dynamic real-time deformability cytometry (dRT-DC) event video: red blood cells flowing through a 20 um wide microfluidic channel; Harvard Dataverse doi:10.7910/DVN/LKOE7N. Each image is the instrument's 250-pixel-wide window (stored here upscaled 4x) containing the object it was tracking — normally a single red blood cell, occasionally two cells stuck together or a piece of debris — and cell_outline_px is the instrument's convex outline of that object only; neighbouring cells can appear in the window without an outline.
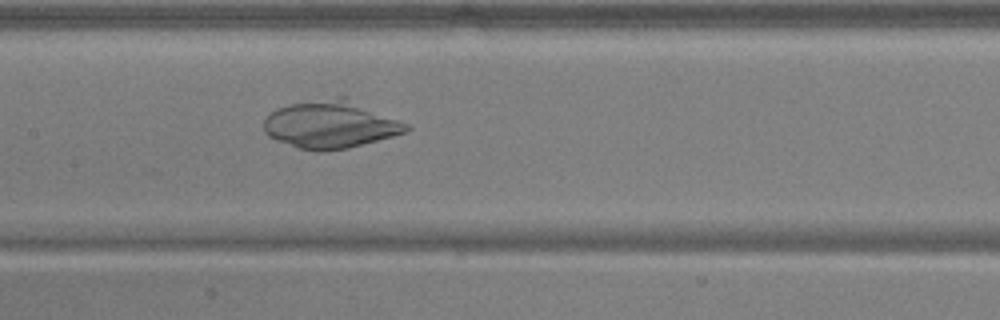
{"species": "common noctule bat (a hibernating species)", "species_latin": "Nyctalus noctula", "temperature_condition": "warm", "stored_images_in_passage": 6, "camera_frame_rate_fps": 3000, "um_per_image_px": 0.085, "animal": {"sex": "male", "body_mass_g": 17.9, "forearm_length_mm": 54.2}, "frame": {"image": 1, "passage_image": 6, "time_ms": 1.667, "image_size_px": [1000, 320], "cell_outline_px": [[412, 128], [408, 132], [348, 148], [324, 152], [316, 152], [300, 148], [276, 140], [268, 136], [264, 132], [264, 120], [276, 108], [292, 104], [336, 96], [344, 96], [408, 124]], "centroid_in_image_um": [28.11, 10.59], "position_along_channel_um": 179.3, "area_um2": 39.42}}